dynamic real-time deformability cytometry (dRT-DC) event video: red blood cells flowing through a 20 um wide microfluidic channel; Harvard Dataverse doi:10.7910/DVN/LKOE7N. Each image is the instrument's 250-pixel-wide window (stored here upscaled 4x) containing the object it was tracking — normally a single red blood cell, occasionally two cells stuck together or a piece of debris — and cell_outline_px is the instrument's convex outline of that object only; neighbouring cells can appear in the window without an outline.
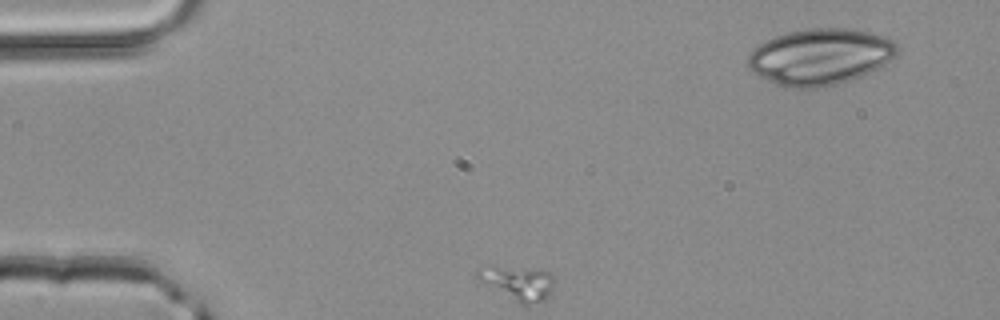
{"species": "common noctule bat (a hibernating species)", "species_latin": "Nyctalus noctula", "temperature_condition": "room temperature", "stored_images_in_passage": 4, "camera_frame_rate_fps": 3000, "um_per_image_px": 0.085, "animal": {"sex": "male", "body_mass_g": 20.4}, "frame": {"image": 1, "passage_image": 4, "time_ms": 1.0, "image_size_px": [1000, 320], "cell_outline_px": [[552, 292], [544, 300], [524, 304], [520, 304], [480, 280], [476, 276], [476, 268], [492, 264], [552, 272]], "centroid_in_image_um": [43.99, 24.0], "position_along_channel_um": 41.0, "area_um2": 15.03}}